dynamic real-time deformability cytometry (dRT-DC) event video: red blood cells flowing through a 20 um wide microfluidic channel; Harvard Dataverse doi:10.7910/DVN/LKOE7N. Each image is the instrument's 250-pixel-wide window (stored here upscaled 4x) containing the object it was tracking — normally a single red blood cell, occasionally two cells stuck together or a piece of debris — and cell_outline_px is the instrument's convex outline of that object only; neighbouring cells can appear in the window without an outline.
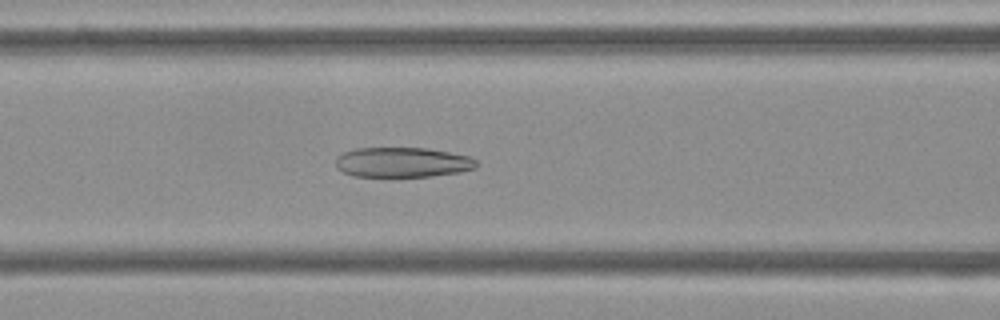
{"species": "Egyptian fruit bat (a non-hibernating species)", "species_latin": "Rousettus aegyptiacus", "temperature_condition": "cold", "stored_images_in_passage": 48, "camera_frame_rate_fps": 3000, "um_per_image_px": 0.085, "frame": {"image": 1, "passage_image": 16, "time_ms": 5.0, "image_size_px": [1000, 320], "cell_outline_px": [[476, 168], [460, 172], [432, 176], [352, 176], [336, 168], [336, 156], [344, 152], [356, 148], [428, 148], [468, 156], [476, 160]], "centroid_in_image_um": [34.19, 13.79], "position_along_channel_um": 132.4, "area_um2": 24.51}}
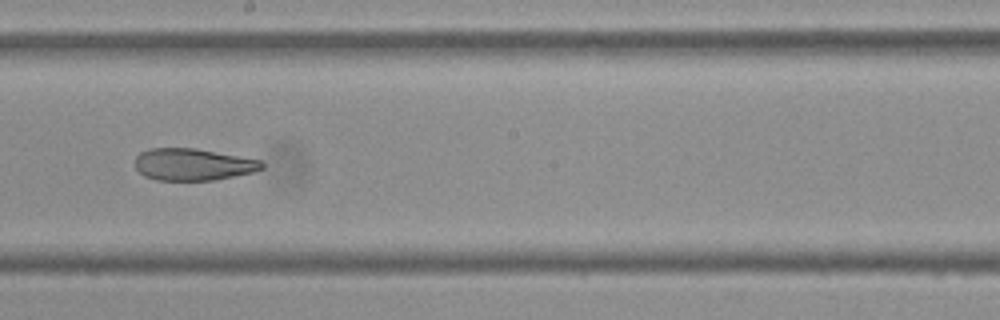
{"frame": {"image": 2, "passage_image": 24, "time_ms": 7.667, "image_size_px": [1000, 320], "cell_outline_px": [[264, 168], [252, 172], [212, 180], [156, 180], [144, 176], [136, 168], [136, 156], [140, 152], [148, 148], [196, 148], [260, 160], [264, 164]], "centroid_in_image_um": [16.37, 13.97], "position_along_channel_um": 231.8, "area_um2": 23.47}}
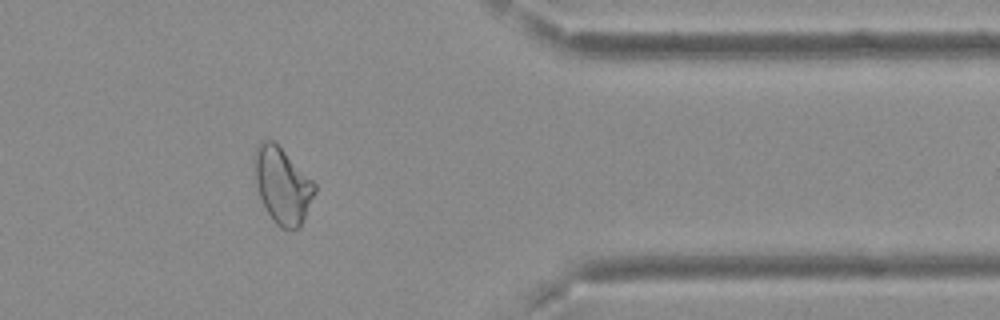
{"frame": {"image": 3, "passage_image": 38, "time_ms": 12.333, "image_size_px": [1000, 320], "cell_outline_px": [[316, 192], [300, 228], [288, 232], [280, 228], [272, 220], [260, 196], [256, 184], [256, 148], [260, 140], [272, 140], [316, 184]], "centroid_in_image_um": [24.04, 15.84], "position_along_channel_um": 387.4, "area_um2": 26.18}, "authors_computed_cell_mechanics": {"area_um2": 26.5013, "velocity_mm_per_s": 3.7266, "shape_relaxation_time_tau1_ms": null, "shape_relaxation_time_tau2_ms": 2.942, "deformation_change_tau1": null, "deformation_change_tau2": 0.0902}}